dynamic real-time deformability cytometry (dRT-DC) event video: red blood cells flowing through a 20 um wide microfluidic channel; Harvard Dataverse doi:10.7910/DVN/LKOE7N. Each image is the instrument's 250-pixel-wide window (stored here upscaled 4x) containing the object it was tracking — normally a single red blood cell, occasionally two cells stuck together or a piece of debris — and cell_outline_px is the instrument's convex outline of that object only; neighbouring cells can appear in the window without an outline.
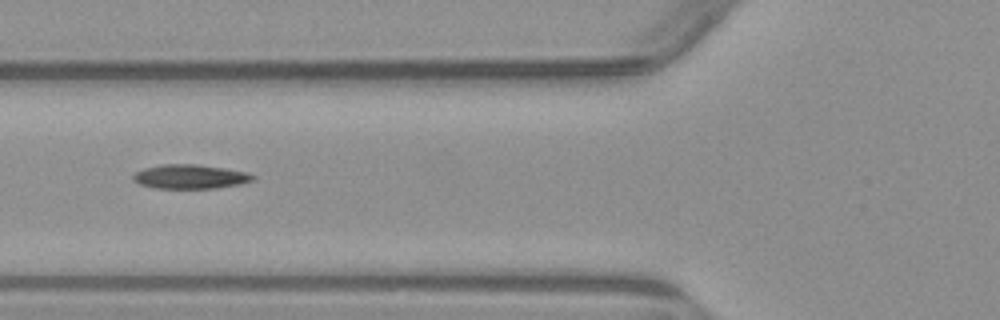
{"species": "common noctule bat (a hibernating species)", "species_latin": "Nyctalus noctula", "temperature_condition": "warm", "stored_images_in_passage": 6, "camera_frame_rate_fps": 3000, "um_per_image_px": 0.085, "animal": {"sex": "male", "body_mass_g": 23.1, "forearm_length_mm": 52.7}, "frame": {"image": 1, "passage_image": 6, "time_ms": 6.0, "image_size_px": [1000, 320], "cell_outline_px": [[256, 176], [252, 180], [240, 184], [216, 188], [156, 188], [140, 184], [132, 180], [132, 176], [136, 172], [144, 168], [160, 164], [196, 164], [224, 168], [248, 172]], "centroid_in_image_um": [16.15, 15.01], "position_along_channel_um": 109.6, "area_um2": 16.88}}